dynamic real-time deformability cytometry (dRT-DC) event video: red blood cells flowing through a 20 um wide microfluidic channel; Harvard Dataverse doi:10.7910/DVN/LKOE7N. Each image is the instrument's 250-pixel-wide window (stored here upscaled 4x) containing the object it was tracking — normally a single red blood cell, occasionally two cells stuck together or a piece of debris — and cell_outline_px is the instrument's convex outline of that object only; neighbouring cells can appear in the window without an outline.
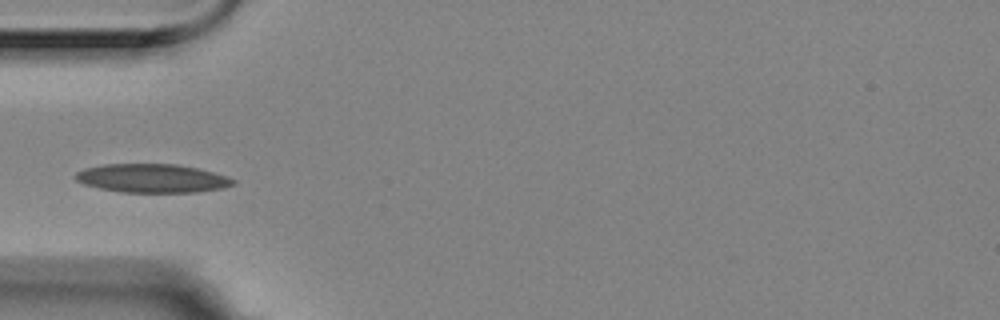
{"species": "Egyptian fruit bat (a non-hibernating species)", "species_latin": "Rousettus aegyptiacus", "temperature_condition": "room temperature", "stored_images_in_passage": 12, "camera_frame_rate_fps": 3000, "um_per_image_px": 0.085, "animal": {"sex": "female"}, "frame": {"image": 1, "passage_image": 3, "time_ms": 0.667, "image_size_px": [1000, 320], "cell_outline_px": [[236, 184], [224, 188], [196, 192], [120, 192], [100, 188], [84, 184], [76, 180], [72, 176], [76, 172], [84, 168], [104, 164], [176, 164], [196, 168], [212, 172], [236, 180]], "centroid_in_image_um": [12.9, 15.15], "position_along_channel_um": 72.1, "area_um2": 26.3}}
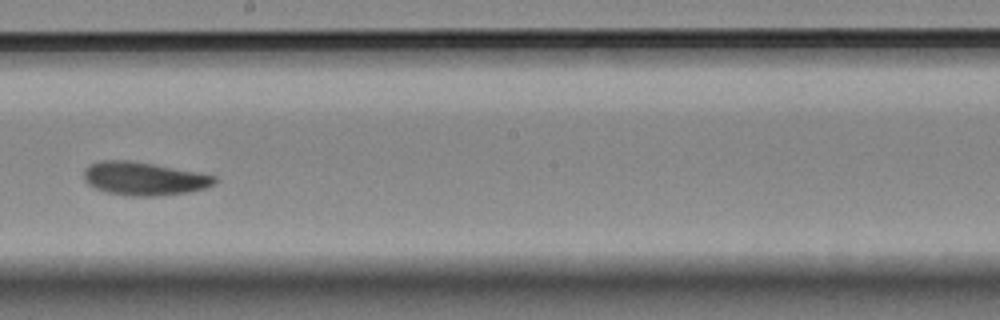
{"frame": {"image": 2, "passage_image": 7, "time_ms": 2.0, "image_size_px": [1000, 320], "cell_outline_px": [[216, 184], [204, 188], [188, 192], [160, 196], [128, 196], [104, 192], [88, 184], [84, 180], [84, 168], [88, 164], [100, 160], [128, 160], [152, 164], [196, 172], [216, 176]], "centroid_in_image_um": [12.19, 15.19], "position_along_channel_um": 236.0, "area_um2": 25.43}}
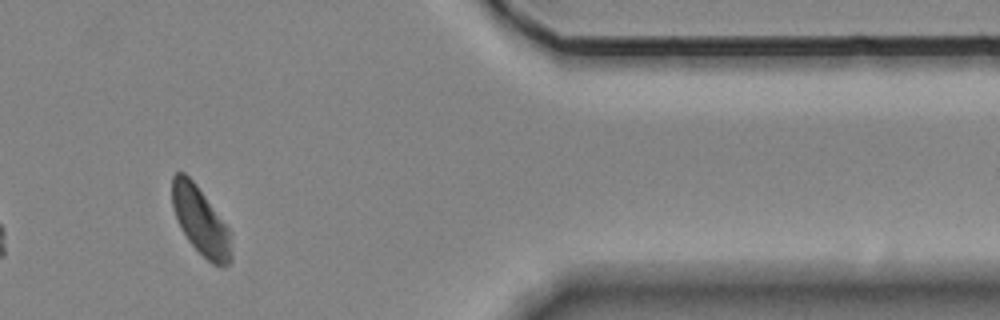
{"frame": {"image": 3, "passage_image": 11, "time_ms": 3.333, "image_size_px": [1000, 320], "cell_outline_px": [[232, 260], [228, 264], [220, 268], [212, 264], [188, 240], [176, 216], [172, 204], [172, 176], [176, 172], [184, 172], [196, 184], [232, 232]], "centroid_in_image_um": [17.1, 18.81], "position_along_channel_um": 394.3, "area_um2": 23.35}}